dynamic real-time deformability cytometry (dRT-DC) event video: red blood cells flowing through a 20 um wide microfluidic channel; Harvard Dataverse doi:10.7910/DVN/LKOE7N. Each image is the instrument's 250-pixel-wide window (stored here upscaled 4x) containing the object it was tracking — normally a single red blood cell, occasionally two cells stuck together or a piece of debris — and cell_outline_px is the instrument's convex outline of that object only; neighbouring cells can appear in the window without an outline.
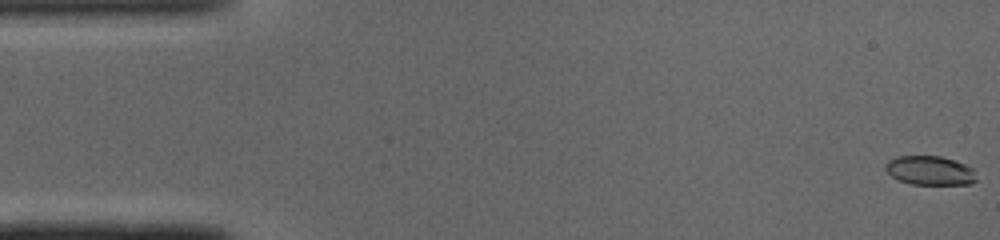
{"species": "common noctule bat (a hibernating species)", "species_latin": "Nyctalus noctula", "temperature_condition": "cold", "stored_images_in_passage": 45, "camera_frame_rate_fps": 3000, "um_per_image_px": 0.085, "animal": {"sex": "male", "body_mass_g": 19.0, "forearm_length_mm": 50.8}, "frame": {"image": 1, "passage_image": 1, "time_ms": 0.0, "image_size_px": [1000, 240], "cell_outline_px": [[976, 180], [968, 184], [912, 184], [900, 180], [892, 176], [884, 168], [884, 164], [888, 160], [896, 156], [940, 156], [964, 164], [972, 168]], "centroid_in_image_um": [78.99, 14.48], "position_along_channel_um": 6.0, "area_um2": 15.2}}
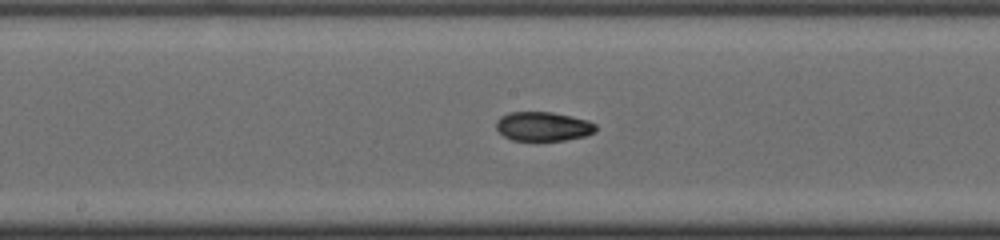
{"frame": {"image": 2, "passage_image": 25, "time_ms": 8.0, "image_size_px": [1000, 240], "cell_outline_px": [[596, 132], [584, 136], [564, 140], [512, 140], [504, 136], [496, 128], [496, 120], [500, 116], [508, 112], [552, 112], [588, 120], [596, 124]], "centroid_in_image_um": [46.16, 10.74], "position_along_channel_um": 202.0, "area_um2": 16.94}}
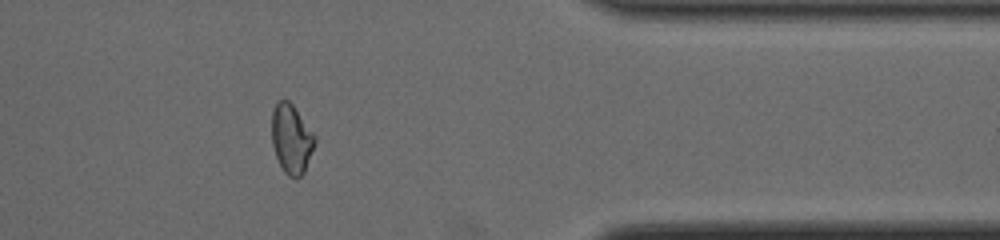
{"frame": {"image": 3, "passage_image": 40, "time_ms": 13.0, "image_size_px": [1000, 240], "cell_outline_px": [[316, 144], [304, 172], [296, 180], [288, 176], [284, 172], [276, 156], [272, 144], [272, 112], [276, 104], [280, 100], [288, 100], [292, 104], [316, 136]], "centroid_in_image_um": [24.79, 11.84], "position_along_channel_um": 386.6, "area_um2": 17.4}, "authors_computed_cell_mechanics": {"area_um2": 17.1088, "velocity_mm_per_s": 4.1089, "shape_relaxation_time_tau1_ms": null, "shape_relaxation_time_tau2_ms": 2.6785, "deformation_change_tau1": null, "deformation_change_tau2": 0.068}}